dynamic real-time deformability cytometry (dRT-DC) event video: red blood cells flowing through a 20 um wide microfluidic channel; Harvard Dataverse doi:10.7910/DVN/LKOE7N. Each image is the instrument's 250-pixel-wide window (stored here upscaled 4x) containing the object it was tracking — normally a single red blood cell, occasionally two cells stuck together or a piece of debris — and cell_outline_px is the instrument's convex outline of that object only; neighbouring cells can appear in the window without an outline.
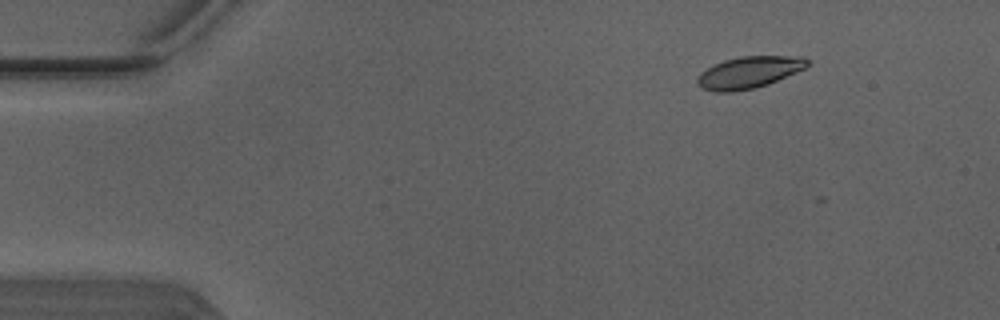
{"species": "Egyptian fruit bat (a non-hibernating species)", "species_latin": "Rousettus aegyptiacus", "temperature_condition": "warm", "stored_images_in_passage": 5, "segment_of_instrument_passage": [1, 2], "camera_frame_rate_fps": 3000, "um_per_image_px": 0.085, "animal": {"sex": "male"}, "frame": {"image": 1, "passage_image": 2, "time_ms": 0.333, "image_size_px": [1000, 320], "cell_outline_px": [[812, 64], [796, 72], [768, 84], [752, 88], [732, 92], [716, 92], [700, 88], [696, 84], [696, 80], [700, 72], [724, 60], [740, 56], [804, 56], [812, 60]], "centroid_in_image_um": [63.69, 6.14], "position_along_channel_um": 21.3, "area_um2": 20.52}}